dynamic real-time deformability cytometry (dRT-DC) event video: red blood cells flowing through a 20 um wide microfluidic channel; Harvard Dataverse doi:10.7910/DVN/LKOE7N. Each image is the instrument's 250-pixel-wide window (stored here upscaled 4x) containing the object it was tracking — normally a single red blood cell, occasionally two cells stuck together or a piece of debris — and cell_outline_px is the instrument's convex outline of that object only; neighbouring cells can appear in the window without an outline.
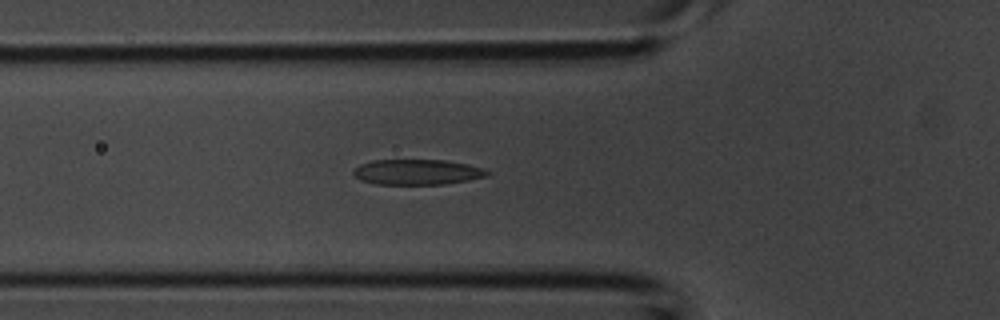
{"species": "common noctule bat (a hibernating species)", "species_latin": "Nyctalus noctula", "temperature_condition": "room temperature", "stored_images_in_passage": 35, "camera_frame_rate_fps": 3000, "um_per_image_px": 0.085, "animal": {"sex": "male", "body_mass_g": 20.1, "forearm_length_mm": 53.5}, "frame": {"image": 1, "passage_image": 7, "time_ms": 2.0, "image_size_px": [1000, 320], "cell_outline_px": [[492, 172], [488, 176], [468, 180], [444, 184], [376, 184], [360, 180], [352, 172], [360, 164], [372, 160], [444, 160], [468, 164], [484, 168]], "centroid_in_image_um": [35.5, 14.62], "position_along_channel_um": 90.3, "area_um2": 19.83}}
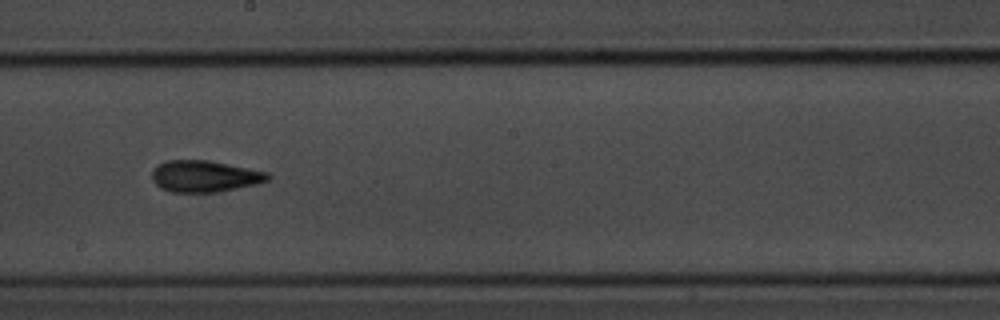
{"frame": {"image": 2, "passage_image": 16, "time_ms": 5.0, "image_size_px": [1000, 320], "cell_outline_px": [[272, 176], [268, 180], [256, 184], [216, 192], [172, 192], [160, 188], [152, 180], [152, 172], [164, 160], [208, 160], [268, 172]], "centroid_in_image_um": [17.39, 14.98], "position_along_channel_um": 230.8, "area_um2": 21.15}}
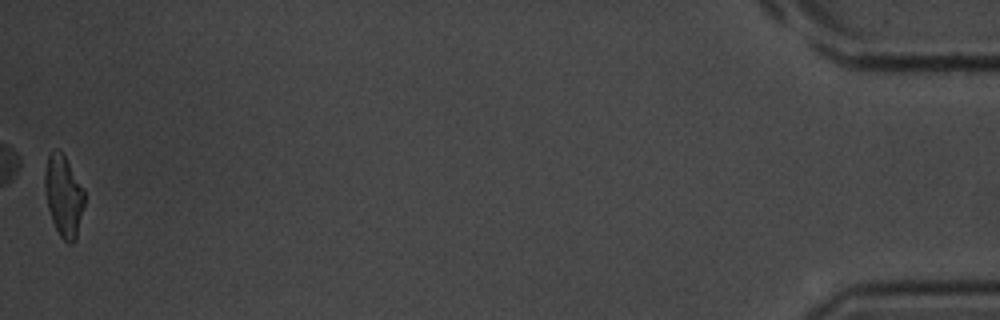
{"frame": {"image": 3, "passage_image": 35, "time_ms": 11.333, "image_size_px": [1000, 320], "cell_outline_px": [[84, 204], [76, 240], [72, 244], [68, 244], [60, 236], [52, 220], [48, 208], [44, 188], [44, 172], [48, 156], [52, 148], [60, 148], [84, 188]], "centroid_in_image_um": [5.4, 16.61], "position_along_channel_um": 429.8, "area_um2": 19.02}}